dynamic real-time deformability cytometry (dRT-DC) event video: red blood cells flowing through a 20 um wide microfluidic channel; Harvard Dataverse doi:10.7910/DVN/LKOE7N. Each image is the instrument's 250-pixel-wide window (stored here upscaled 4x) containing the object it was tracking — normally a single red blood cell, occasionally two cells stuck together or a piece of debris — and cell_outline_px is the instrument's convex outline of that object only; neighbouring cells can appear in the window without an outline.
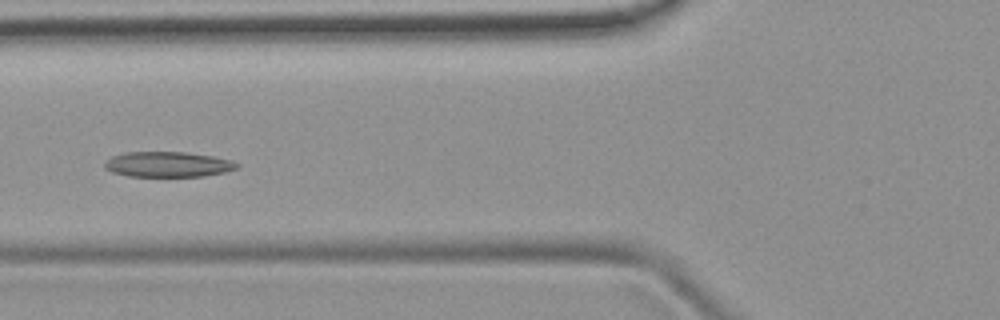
{"species": "common noctule bat (a hibernating species)", "species_latin": "Nyctalus noctula", "temperature_condition": "room temperature", "stored_images_in_passage": 5, "camera_frame_rate_fps": 3000, "um_per_image_px": 0.085, "animal": {"sex": "female", "body_mass_g": 19.9}, "frame": {"image": 1, "passage_image": 4, "time_ms": 3.333, "image_size_px": [1000, 320], "cell_outline_px": [[240, 164], [236, 168], [224, 172], [204, 176], [128, 176], [112, 172], [104, 168], [104, 160], [112, 156], [124, 152], [184, 152], [212, 156], [232, 160]], "centroid_in_image_um": [14.23, 13.96], "position_along_channel_um": 111.6, "area_um2": 19.54}}
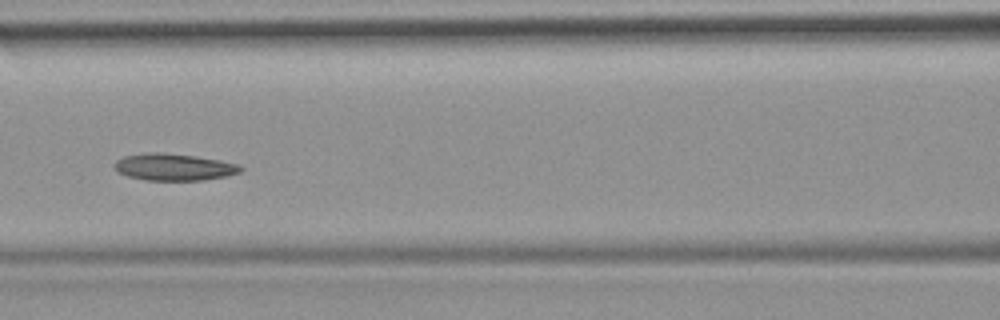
{"frame": {"image": 2, "passage_image": 5, "time_ms": 4.333, "image_size_px": [1000, 320], "cell_outline_px": [[244, 168], [240, 172], [224, 176], [204, 180], [148, 180], [128, 176], [116, 172], [112, 164], [116, 160], [124, 156], [148, 152], [164, 152], [196, 156], [220, 160], [240, 164]], "centroid_in_image_um": [14.76, 14.19], "position_along_channel_um": 151.8, "area_um2": 19.94}}